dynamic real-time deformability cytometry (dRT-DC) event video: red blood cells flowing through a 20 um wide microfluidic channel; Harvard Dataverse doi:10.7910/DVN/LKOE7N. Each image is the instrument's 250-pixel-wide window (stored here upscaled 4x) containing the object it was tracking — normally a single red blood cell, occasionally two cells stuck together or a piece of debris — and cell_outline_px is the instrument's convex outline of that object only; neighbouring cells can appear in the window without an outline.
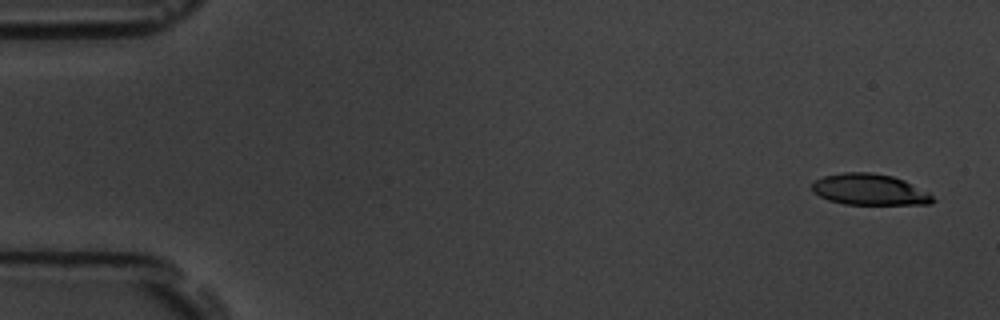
{"species": "common noctule bat (a hibernating species)", "species_latin": "Nyctalus noctula", "temperature_condition": "room temperature", "stored_images_in_passage": 3, "camera_frame_rate_fps": 3000, "um_per_image_px": 0.085, "animal": {"sex": "male", "body_mass_g": 19.5, "forearm_length_mm": 54.6}, "frame": {"image": 1, "passage_image": 1, "time_ms": 0.0, "image_size_px": [1000, 320], "cell_outline_px": [[936, 200], [932, 204], [844, 204], [828, 200], [812, 192], [812, 184], [816, 180], [824, 176], [844, 172], [872, 172], [892, 176], [904, 180], [928, 192]], "centroid_in_image_um": [73.91, 16.11], "position_along_channel_um": 11.1, "area_um2": 21.91}}